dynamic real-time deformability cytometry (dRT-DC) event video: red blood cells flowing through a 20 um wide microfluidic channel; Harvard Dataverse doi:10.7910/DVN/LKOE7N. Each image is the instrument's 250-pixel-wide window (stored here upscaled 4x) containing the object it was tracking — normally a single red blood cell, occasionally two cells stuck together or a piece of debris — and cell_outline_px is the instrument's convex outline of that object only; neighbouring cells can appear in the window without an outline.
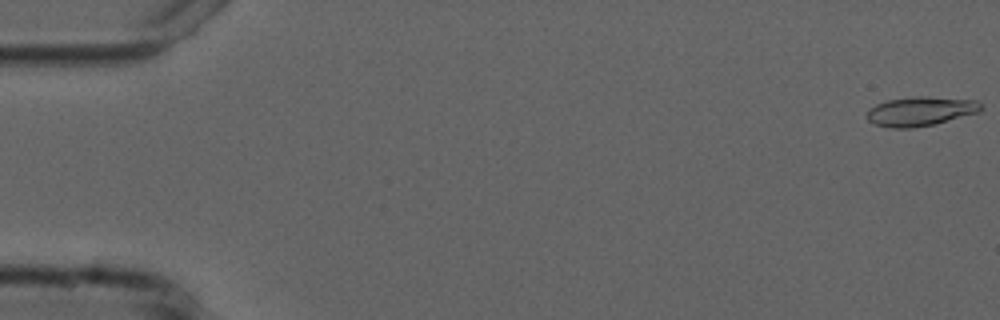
{"species": "common noctule bat (a hibernating species)", "species_latin": "Nyctalus noctula", "temperature_condition": "cold", "stored_images_in_passage": 4, "camera_frame_rate_fps": 3000, "um_per_image_px": 0.085, "animal": {"sex": "male", "forearm_length_mm": 52.5}, "frame": {"image": 1, "passage_image": 1, "time_ms": 0.0, "image_size_px": [1000, 320], "cell_outline_px": [[980, 112], [936, 124], [912, 128], [888, 128], [876, 124], [868, 120], [868, 108], [876, 104], [888, 100], [916, 96], [924, 96], [976, 100], [980, 104]], "centroid_in_image_um": [78.23, 9.46], "position_along_channel_um": 6.8, "area_um2": 19.42}}
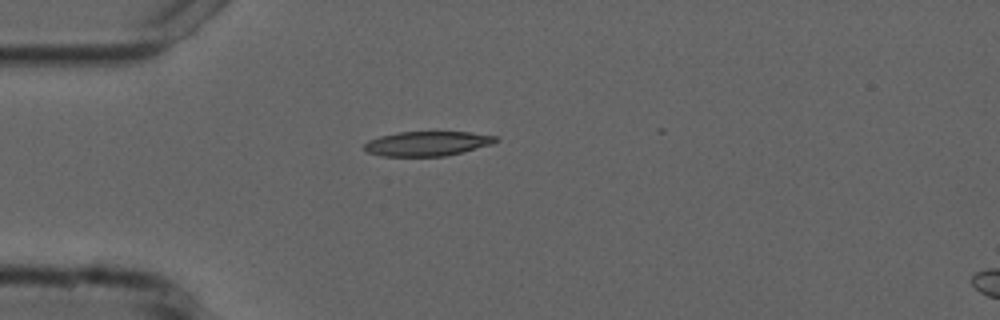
{"frame": {"image": 2, "passage_image": 4, "time_ms": 4.667, "image_size_px": [1000, 320], "cell_outline_px": [[500, 140], [492, 144], [444, 156], [380, 156], [368, 152], [364, 148], [364, 144], [368, 140], [380, 136], [396, 132], [472, 132], [496, 136]], "centroid_in_image_um": [36.3, 12.2], "position_along_channel_um": 48.7, "area_um2": 18.79}}